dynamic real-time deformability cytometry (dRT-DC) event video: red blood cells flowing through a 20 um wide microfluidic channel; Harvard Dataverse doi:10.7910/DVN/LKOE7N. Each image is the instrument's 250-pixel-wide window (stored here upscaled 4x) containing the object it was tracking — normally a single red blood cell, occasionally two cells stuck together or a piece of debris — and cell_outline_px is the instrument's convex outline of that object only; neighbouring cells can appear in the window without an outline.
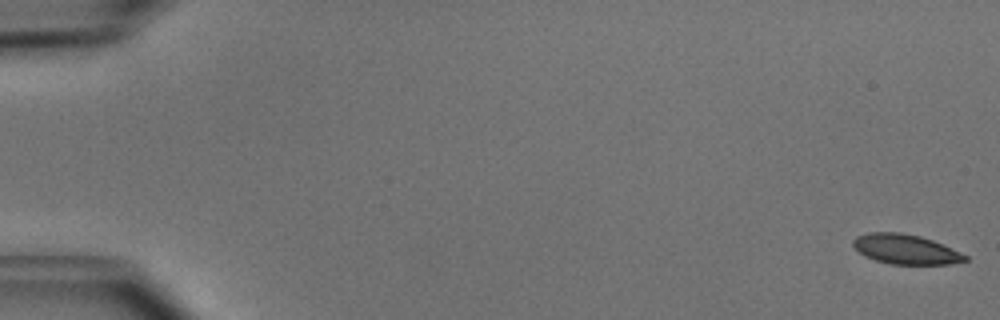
{"species": "common noctule bat (a hibernating species)", "species_latin": "Nyctalus noctula", "temperature_condition": "cold", "stored_images_in_passage": 51, "camera_frame_rate_fps": 3000, "um_per_image_px": 0.085, "animal": {"sex": "male", "body_mass_g": 15.6}, "frame": {"image": 1, "passage_image": 1, "time_ms": 0.0, "image_size_px": [1000, 320], "cell_outline_px": [[968, 260], [948, 264], [892, 264], [876, 260], [864, 256], [852, 244], [852, 240], [856, 236], [868, 232], [900, 232], [920, 236], [932, 240], [968, 256]], "centroid_in_image_um": [76.94, 21.17], "position_along_channel_um": 8.1, "area_um2": 19.25}}
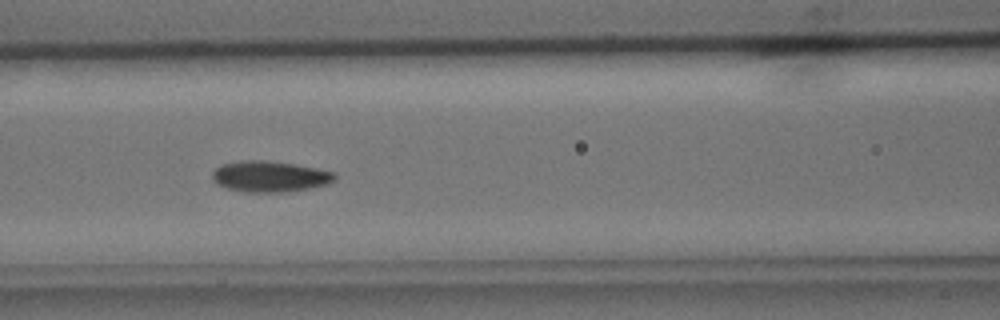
{"frame": {"image": 2, "passage_image": 23, "time_ms": 7.333, "image_size_px": [1000, 320], "cell_outline_px": [[336, 176], [328, 184], [308, 188], [280, 192], [244, 192], [228, 188], [216, 184], [212, 180], [212, 172], [220, 164], [240, 160], [264, 160], [296, 164], [336, 172]], "centroid_in_image_um": [22.89, 14.98], "position_along_channel_um": 143.7, "area_um2": 22.14}}
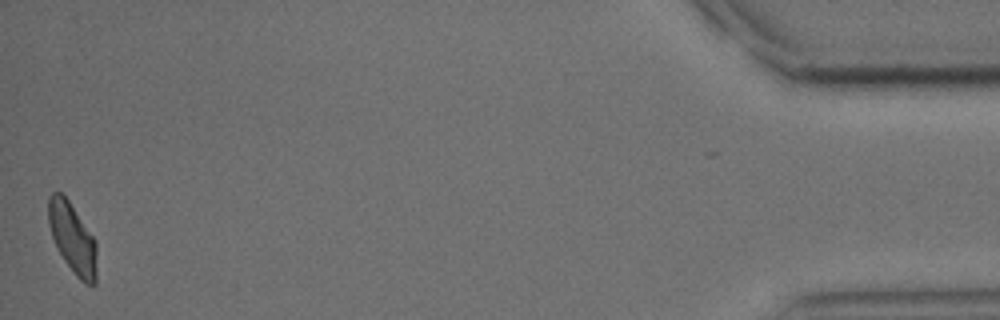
{"frame": {"image": 3, "passage_image": 51, "time_ms": 16.667, "image_size_px": [1000, 320], "cell_outline_px": [[96, 284], [84, 284], [76, 276], [64, 260], [52, 236], [48, 224], [48, 196], [52, 192], [60, 192], [68, 200], [96, 240]], "centroid_in_image_um": [6.16, 20.25], "position_along_channel_um": 429.0, "area_um2": 19.65}, "authors_computed_cell_mechanics": {"area_um2": 20.6924, "velocity_mm_per_s": 3.9712, "shape_relaxation_time_tau1_ms": 2.8312, "shape_relaxation_time_tau2_ms": 2.332, "deformation_change_tau1": 0.0977, "deformation_change_tau2": 0.0689}}